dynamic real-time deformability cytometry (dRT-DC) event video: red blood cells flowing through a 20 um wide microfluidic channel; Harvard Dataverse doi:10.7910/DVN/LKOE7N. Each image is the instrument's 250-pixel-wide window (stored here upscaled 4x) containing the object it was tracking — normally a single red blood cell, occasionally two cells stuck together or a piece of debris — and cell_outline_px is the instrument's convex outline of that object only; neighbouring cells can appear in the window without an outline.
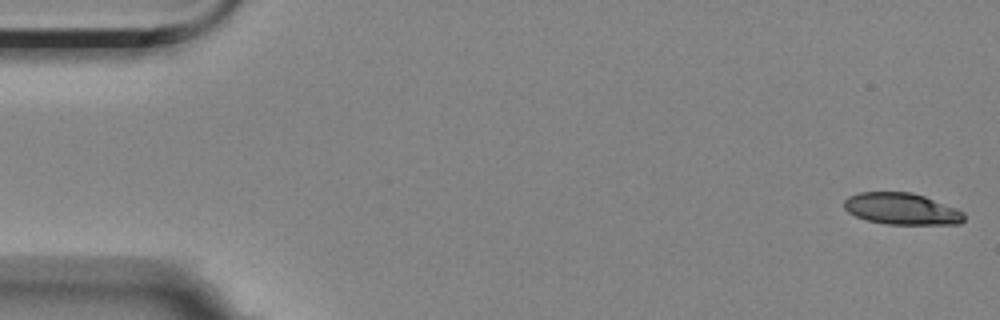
{"species": "Egyptian fruit bat (a non-hibernating species)", "species_latin": "Rousettus aegyptiacus", "temperature_condition": "room temperature", "stored_images_in_passage": 57, "camera_frame_rate_fps": 3000, "um_per_image_px": 0.085, "animal": {"sex": "female"}, "frame": {"image": 1, "passage_image": 1, "time_ms": 0.0, "image_size_px": [1000, 320], "cell_outline_px": [[964, 220], [960, 224], [888, 224], [868, 220], [856, 216], [848, 212], [844, 208], [844, 200], [848, 196], [860, 192], [912, 192], [924, 196], [956, 208], [964, 212]], "centroid_in_image_um": [76.64, 17.75], "position_along_channel_um": 8.4, "area_um2": 22.02}}
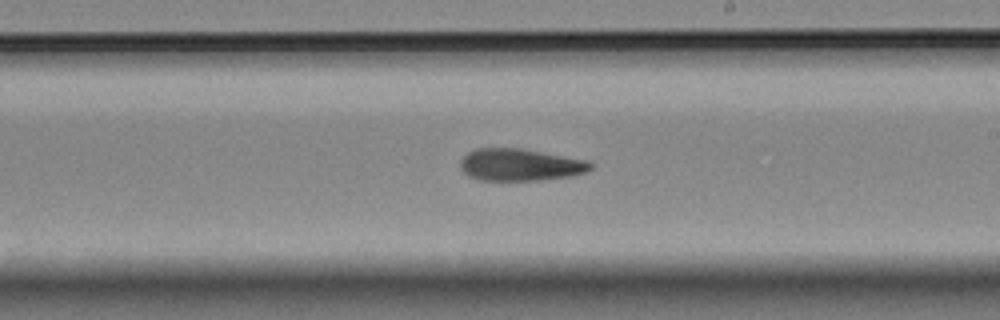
{"frame": {"image": 2, "passage_image": 32, "time_ms": 10.333, "image_size_px": [1000, 320], "cell_outline_px": [[592, 168], [584, 172], [572, 176], [540, 180], [480, 180], [468, 176], [460, 168], [460, 160], [468, 152], [476, 148], [520, 148], [588, 160], [592, 164]], "centroid_in_image_um": [44.19, 14.0], "position_along_channel_um": 244.8, "area_um2": 24.39}}
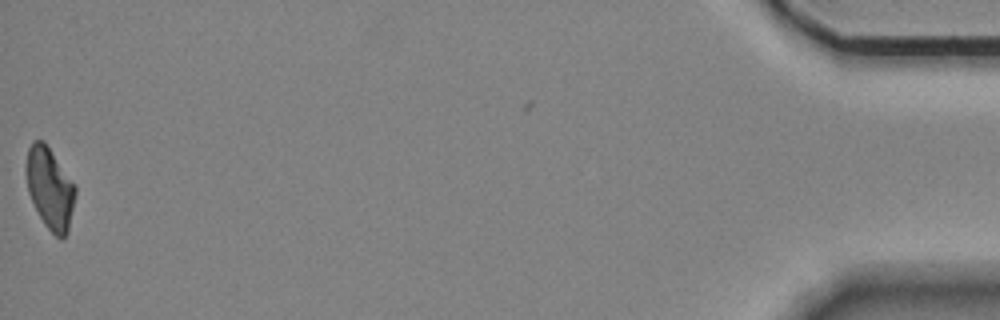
{"frame": {"image": 3, "passage_image": 56, "time_ms": 18.333, "image_size_px": [1000, 320], "cell_outline_px": [[76, 196], [68, 232], [60, 240], [44, 224], [28, 192], [24, 172], [24, 168], [28, 148], [32, 140], [44, 140], [76, 188]], "centroid_in_image_um": [4.21, 15.99], "position_along_channel_um": 431.0, "area_um2": 23.35}, "authors_computed_cell_mechanics": {"area_um2": 24.1026, "velocity_mm_per_s": 3.5317, "shape_relaxation_time_tau1_ms": null, "shape_relaxation_time_tau2_ms": 8.3554, "deformation_change_tau1": null, "deformation_change_tau2": 0.1812}}